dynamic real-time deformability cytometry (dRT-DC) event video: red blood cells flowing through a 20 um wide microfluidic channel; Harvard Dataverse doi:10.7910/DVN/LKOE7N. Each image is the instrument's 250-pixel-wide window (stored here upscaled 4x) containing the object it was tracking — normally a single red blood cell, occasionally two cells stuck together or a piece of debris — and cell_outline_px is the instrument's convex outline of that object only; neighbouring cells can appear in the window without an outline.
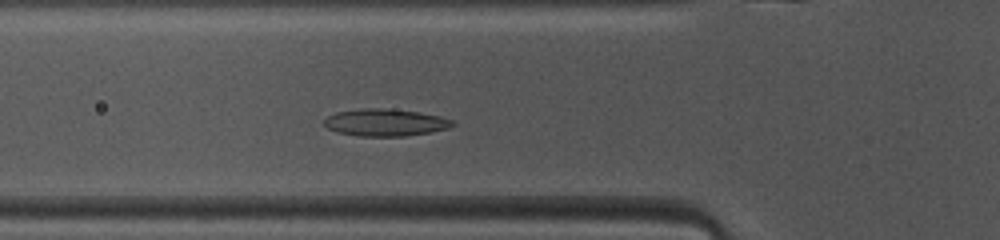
{"species": "common noctule bat (a hibernating species)", "species_latin": "Nyctalus noctula", "temperature_condition": "warm", "stored_images_in_passage": 37, "camera_frame_rate_fps": 3000, "um_per_image_px": 0.085, "animal": {"sex": "female", "body_mass_g": 10.0, "forearm_length_mm": 53.1}, "frame": {"image": 1, "passage_image": 3, "time_ms": 0.667, "image_size_px": [1000, 240], "cell_outline_px": [[456, 124], [448, 128], [428, 132], [404, 136], [360, 136], [336, 132], [328, 128], [324, 124], [324, 120], [328, 116], [336, 112], [360, 108], [380, 108], [416, 112], [440, 116], [452, 120]], "centroid_in_image_um": [32.72, 10.41], "position_along_channel_um": 93.1, "area_um2": 20.11}}
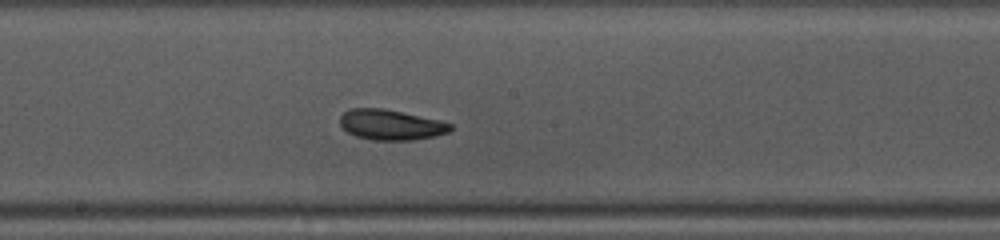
{"frame": {"image": 2, "passage_image": 12, "time_ms": 3.667, "image_size_px": [1000, 240], "cell_outline_px": [[452, 128], [448, 132], [436, 136], [412, 140], [376, 140], [356, 136], [348, 132], [340, 124], [340, 116], [344, 112], [352, 108], [384, 108], [440, 120], [452, 124]], "centroid_in_image_um": [33.24, 10.6], "position_along_channel_um": 215.0, "area_um2": 19.48}}
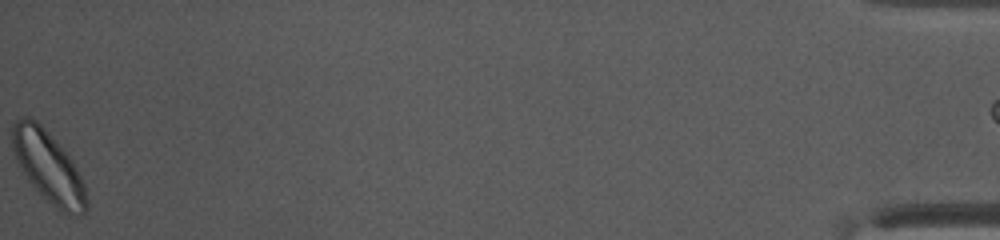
{"frame": {"image": 3, "passage_image": 36, "time_ms": 11.667, "image_size_px": [1000, 240], "cell_outline_px": [[88, 208], [84, 212], [76, 216], [68, 216], [56, 208], [28, 180], [12, 148], [12, 124], [16, 120], [24, 116], [28, 116], [36, 120], [64, 148], [72, 160], [84, 184], [88, 200]], "centroid_in_image_um": [4.14, 14.18], "position_along_channel_um": 431.1, "area_um2": 30.52}, "authors_computed_cell_mechanics": {"area_um2": 19.8254, "velocity_mm_per_s": 4.0412, "shape_relaxation_time_tau1_ms": 3.5741, "shape_relaxation_time_tau2_ms": 1.3415, "deformation_change_tau1": 0.1082, "deformation_change_tau2": 0.0599}}